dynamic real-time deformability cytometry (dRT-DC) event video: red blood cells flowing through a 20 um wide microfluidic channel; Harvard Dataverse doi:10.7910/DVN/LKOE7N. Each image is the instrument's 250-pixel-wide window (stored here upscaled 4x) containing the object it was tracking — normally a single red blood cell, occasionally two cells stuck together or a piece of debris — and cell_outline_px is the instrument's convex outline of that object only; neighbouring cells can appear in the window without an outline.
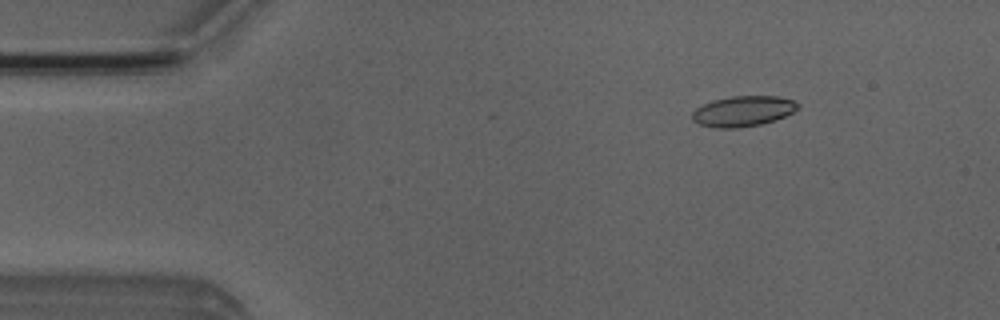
{"species": "Egyptian fruit bat (a non-hibernating species)", "species_latin": "Rousettus aegyptiacus", "temperature_condition": "room temperature", "stored_images_in_passage": 44, "camera_frame_rate_fps": 3000, "um_per_image_px": 0.085, "animal": {"sex": "male"}, "frame": {"image": 1, "passage_image": 7, "time_ms": 2.0, "image_size_px": [1000, 320], "cell_outline_px": [[800, 108], [784, 116], [760, 124], [736, 128], [716, 128], [700, 124], [692, 120], [692, 112], [696, 108], [712, 100], [732, 96], [776, 96], [792, 100], [800, 104]], "centroid_in_image_um": [63.14, 9.44], "position_along_channel_um": 21.9, "area_um2": 18.61}}
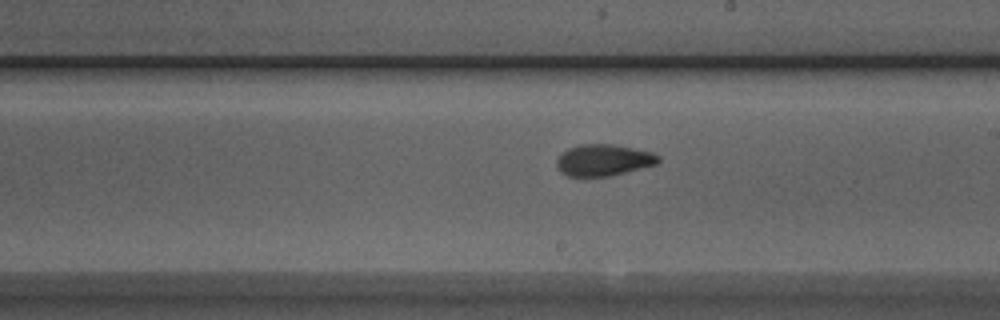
{"frame": {"image": 2, "passage_image": 29, "time_ms": 9.333, "image_size_px": [1000, 320], "cell_outline_px": [[660, 160], [656, 164], [608, 176], [584, 180], [568, 176], [560, 172], [556, 168], [556, 160], [568, 148], [580, 144], [612, 144], [652, 152], [660, 156]], "centroid_in_image_um": [51.23, 13.65], "position_along_channel_um": 237.8, "area_um2": 19.07}}
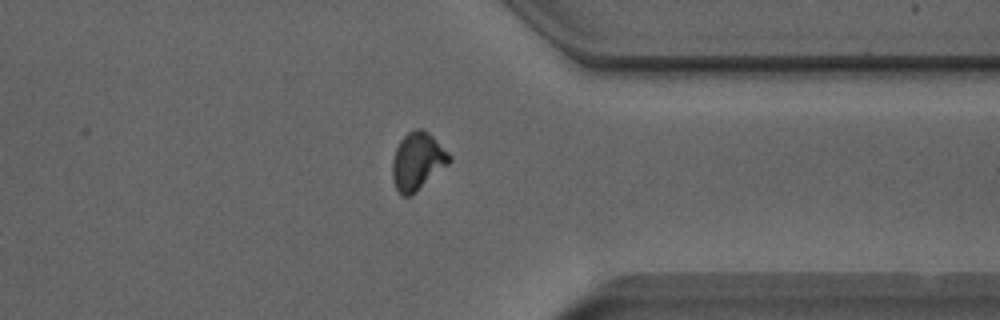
{"frame": {"image": 3, "passage_image": 40, "time_ms": 13.0, "image_size_px": [1000, 320], "cell_outline_px": [[452, 160], [448, 164], [412, 196], [400, 196], [396, 188], [392, 176], [392, 160], [396, 148], [400, 140], [408, 132], [416, 128], [420, 128], [428, 132], [452, 156]], "centroid_in_image_um": [35.48, 13.72], "position_along_channel_um": 375.9, "area_um2": 19.13}, "authors_computed_cell_mechanics": {"area_um2": 18.6405, "velocity_mm_per_s": 3.9523, "shape_relaxation_time_tau1_ms": 10.2083, "shape_relaxation_time_tau2_ms": 1.6722, "deformation_change_tau1": 0.2073, "deformation_change_tau2": 0.0726}}